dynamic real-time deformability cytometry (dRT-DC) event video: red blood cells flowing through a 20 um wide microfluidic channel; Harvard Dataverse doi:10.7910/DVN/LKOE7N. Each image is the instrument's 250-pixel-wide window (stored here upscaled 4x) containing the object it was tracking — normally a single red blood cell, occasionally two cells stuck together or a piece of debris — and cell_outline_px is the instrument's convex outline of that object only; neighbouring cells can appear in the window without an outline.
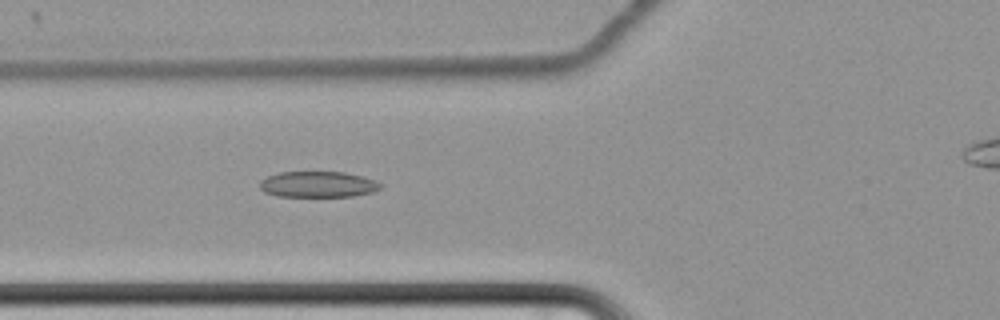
{"species": "common noctule bat (a hibernating species)", "species_latin": "Nyctalus noctula", "temperature_condition": "cold", "stored_images_in_passage": 35, "camera_frame_rate_fps": 3000, "um_per_image_px": 0.085, "animal": {"sex": "female", "body_mass_g": 22.7, "forearm_length_mm": 54.2}, "frame": {"image": 1, "passage_image": 3, "time_ms": 0.667, "image_size_px": [1000, 320], "cell_outline_px": [[380, 188], [372, 192], [352, 196], [276, 196], [264, 192], [260, 188], [260, 180], [268, 176], [280, 172], [344, 172], [376, 180], [380, 184]], "centroid_in_image_um": [26.99, 15.67], "position_along_channel_um": 98.8, "area_um2": 18.09}}
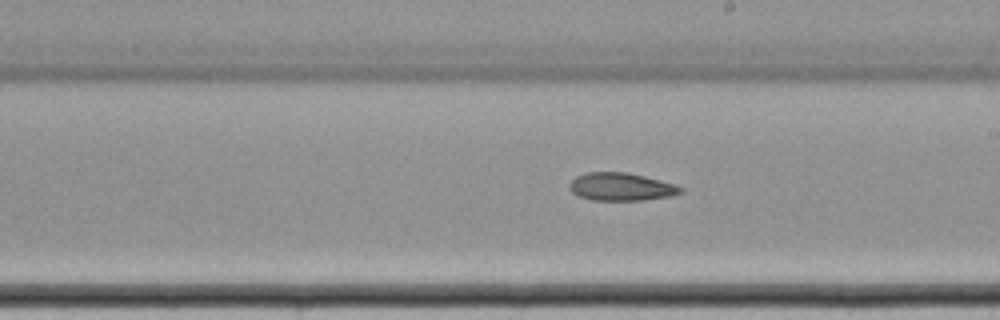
{"frame": {"image": 2, "passage_image": 15, "time_ms": 4.667, "image_size_px": [1000, 320], "cell_outline_px": [[684, 188], [680, 192], [668, 196], [644, 200], [592, 200], [580, 196], [572, 192], [568, 188], [568, 184], [576, 176], [584, 172], [628, 172], [676, 184]], "centroid_in_image_um": [52.76, 15.86], "position_along_channel_um": 236.2, "area_um2": 18.03}}
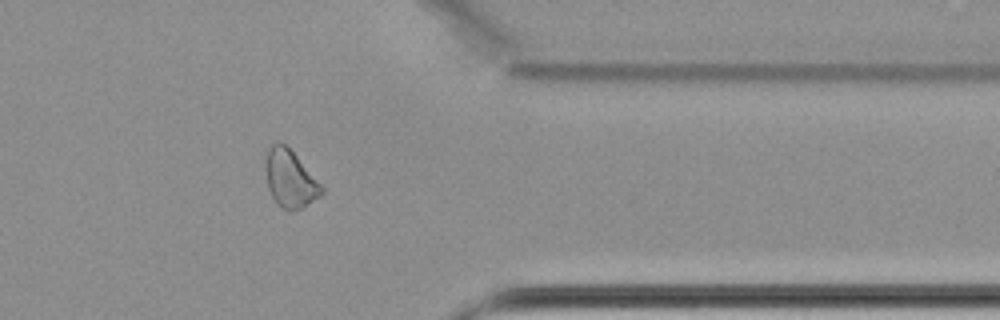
{"frame": {"image": 3, "passage_image": 29, "time_ms": 9.333, "image_size_px": [1000, 320], "cell_outline_px": [[324, 192], [320, 196], [300, 208], [288, 212], [276, 204], [268, 188], [268, 148], [272, 144], [280, 140], [296, 156], [324, 188]], "centroid_in_image_um": [24.68, 15.23], "position_along_channel_um": 386.7, "area_um2": 18.03}}